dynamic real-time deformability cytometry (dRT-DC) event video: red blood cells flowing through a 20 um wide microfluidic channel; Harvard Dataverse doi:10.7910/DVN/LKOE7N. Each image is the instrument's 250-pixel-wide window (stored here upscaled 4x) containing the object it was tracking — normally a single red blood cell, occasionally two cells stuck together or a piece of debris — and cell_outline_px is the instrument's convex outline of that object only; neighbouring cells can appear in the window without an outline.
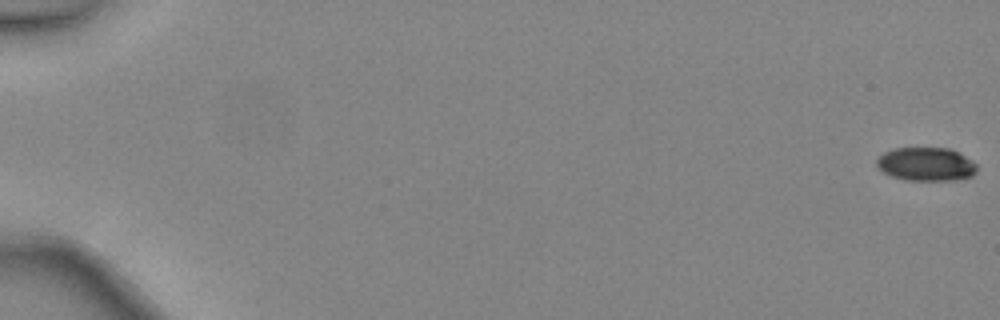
{"species": "common noctule bat (a hibernating species)", "species_latin": "Nyctalus noctula", "temperature_condition": "warm", "stored_images_in_passage": 48, "camera_frame_rate_fps": 3000, "um_per_image_px": 0.085, "animal": {"sex": "female", "body_mass_g": 24.6, "forearm_length_mm": 56.2}, "frame": {"image": 1, "passage_image": 1, "time_ms": 0.0, "image_size_px": [1000, 320], "cell_outline_px": [[976, 172], [972, 176], [956, 180], [908, 180], [892, 176], [884, 172], [876, 164], [876, 160], [884, 152], [896, 148], [948, 148], [960, 152], [972, 160], [976, 164]], "centroid_in_image_um": [78.75, 13.95], "position_along_channel_um": 6.2, "area_um2": 19.54}}
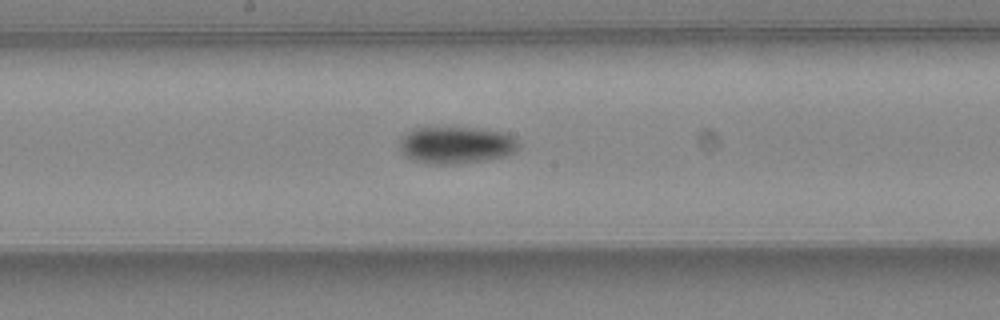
{"frame": {"image": 2, "passage_image": 28, "time_ms": 9.0, "image_size_px": [1000, 320], "cell_outline_px": [[520, 148], [516, 152], [508, 156], [484, 160], [456, 164], [428, 164], [412, 160], [404, 156], [400, 152], [400, 140], [408, 132], [416, 128], [476, 128], [504, 132], [512, 136], [520, 144]], "centroid_in_image_um": [38.8, 12.35], "position_along_channel_um": 209.4, "area_um2": 25.89}}
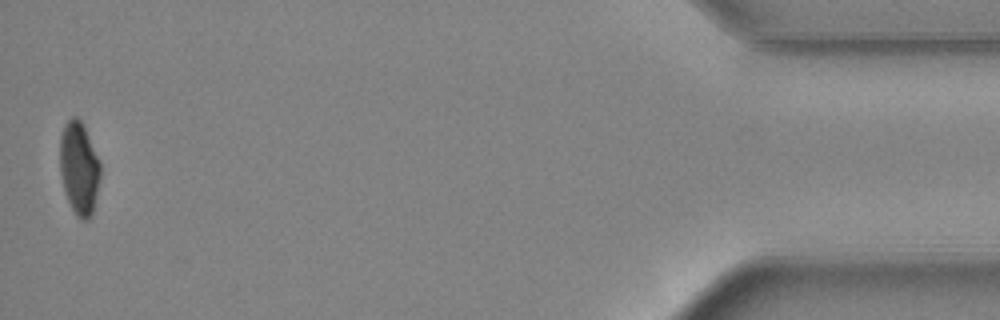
{"frame": {"image": 3, "passage_image": 48, "time_ms": 15.667, "image_size_px": [1000, 320], "cell_outline_px": [[100, 176], [92, 216], [88, 220], [80, 220], [76, 216], [64, 192], [60, 172], [60, 136], [64, 124], [72, 116], [76, 116], [84, 124], [100, 160]], "centroid_in_image_um": [6.72, 14.28], "position_along_channel_um": 428.5, "area_um2": 22.2}, "authors_computed_cell_mechanics": {"area_um2": 23.0622, "velocity_mm_per_s": 4.4988, "shape_relaxation_time_tau1_ms": 3.223, "shape_relaxation_time_tau2_ms": null, "deformation_change_tau1": 0.1131, "deformation_change_tau2": null}}